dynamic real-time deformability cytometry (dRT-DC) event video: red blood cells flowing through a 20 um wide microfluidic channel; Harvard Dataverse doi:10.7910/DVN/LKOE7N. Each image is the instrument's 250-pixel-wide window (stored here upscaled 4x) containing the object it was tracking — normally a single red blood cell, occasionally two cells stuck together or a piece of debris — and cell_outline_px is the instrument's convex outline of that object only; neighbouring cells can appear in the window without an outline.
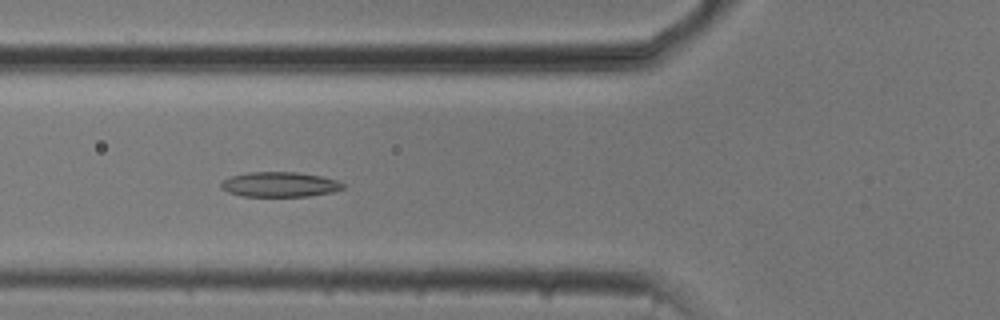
{"species": "common noctule bat (a hibernating species)", "species_latin": "Nyctalus noctula", "temperature_condition": "cold", "stored_images_in_passage": 42, "segment_of_instrument_passage": [1, 2], "camera_frame_rate_fps": 3000, "um_per_image_px": 0.085, "animal": {"sex": "male", "body_mass_g": 20.5, "forearm_length_mm": 52.5}, "frame": {"image": 1, "passage_image": 20, "time_ms": 6.333, "image_size_px": [1000, 320], "cell_outline_px": [[344, 188], [332, 192], [308, 196], [240, 196], [228, 192], [220, 188], [220, 184], [224, 180], [232, 176], [248, 172], [296, 172], [320, 176], [336, 180], [344, 184]], "centroid_in_image_um": [23.75, 15.68], "position_along_channel_um": 102.0, "area_um2": 17.63}}